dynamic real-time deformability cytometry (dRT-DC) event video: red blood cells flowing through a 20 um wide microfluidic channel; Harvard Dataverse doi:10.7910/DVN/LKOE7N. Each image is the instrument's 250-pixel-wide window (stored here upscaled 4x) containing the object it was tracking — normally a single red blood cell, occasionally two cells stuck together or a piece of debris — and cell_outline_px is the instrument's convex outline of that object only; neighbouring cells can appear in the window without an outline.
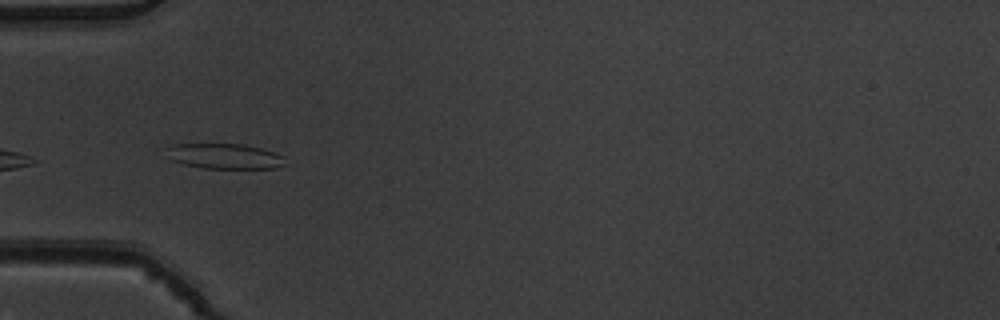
{"species": "common noctule bat (a hibernating species)", "species_latin": "Nyctalus noctula", "temperature_condition": "warm", "stored_images_in_passage": 7, "camera_frame_rate_fps": 3000, "um_per_image_px": 0.085, "animal": {"sex": "male", "body_mass_g": 19.5, "forearm_length_mm": 54.6}, "frame": {"image": 1, "passage_image": 6, "time_ms": 1.667, "image_size_px": [1000, 320], "cell_outline_px": [[284, 164], [276, 168], [204, 168], [184, 164], [172, 160], [164, 148], [172, 144], [244, 144], [260, 148], [284, 156]], "centroid_in_image_um": [19.06, 13.27], "position_along_channel_um": 65.9, "area_um2": 17.34}}
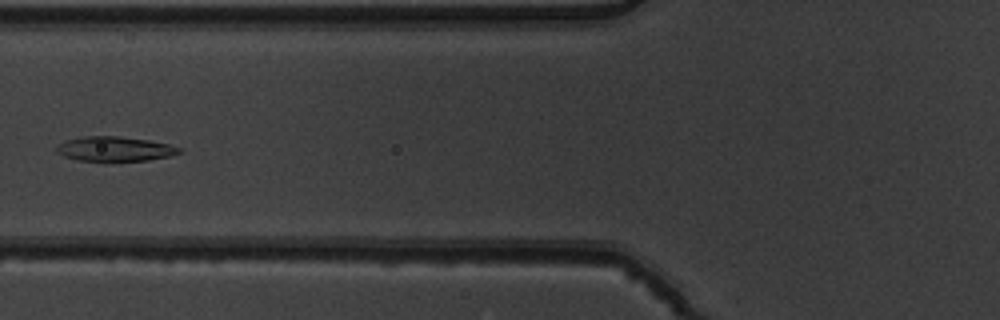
{"frame": {"image": 2, "passage_image": 7, "time_ms": 2.0, "image_size_px": [1000, 320], "cell_outline_px": [[184, 152], [172, 156], [148, 160], [76, 160], [64, 156], [56, 152], [56, 148], [60, 144], [68, 140], [84, 136], [120, 136], [148, 140], [168, 144], [184, 148]], "centroid_in_image_um": [9.84, 12.65], "position_along_channel_um": 116.0, "area_um2": 17.51}}